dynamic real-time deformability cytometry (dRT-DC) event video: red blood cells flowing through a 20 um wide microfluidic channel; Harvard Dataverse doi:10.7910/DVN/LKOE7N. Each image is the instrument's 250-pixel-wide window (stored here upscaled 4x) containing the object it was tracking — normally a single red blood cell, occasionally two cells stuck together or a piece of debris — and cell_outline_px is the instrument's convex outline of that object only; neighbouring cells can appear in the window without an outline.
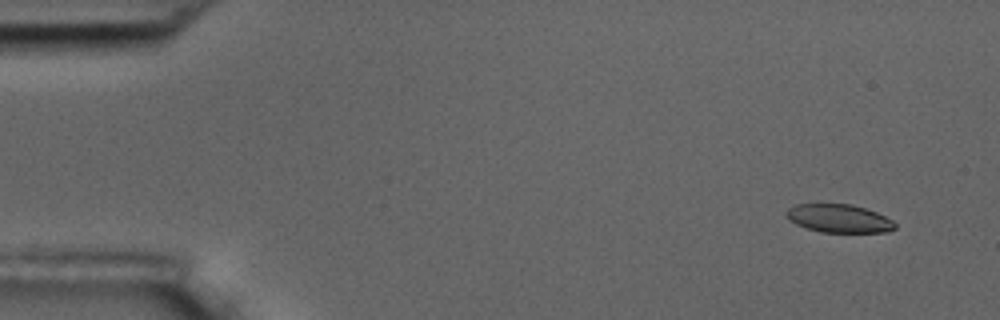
{"species": "common noctule bat (a hibernating species)", "species_latin": "Nyctalus noctula", "temperature_condition": "room temperature", "stored_images_in_passage": 8, "camera_frame_rate_fps": 3000, "um_per_image_px": 0.085, "animal": {"sex": "male", "body_mass_g": 17.5, "forearm_length_mm": 52.3}, "frame": {"image": 1, "passage_image": 1, "time_ms": 0.0, "image_size_px": [1000, 320], "cell_outline_px": [[896, 228], [888, 232], [820, 232], [796, 224], [788, 220], [784, 212], [788, 208], [796, 204], [852, 204], [876, 212], [892, 220], [896, 224]], "centroid_in_image_um": [71.29, 18.57], "position_along_channel_um": 13.7, "area_um2": 17.92}}
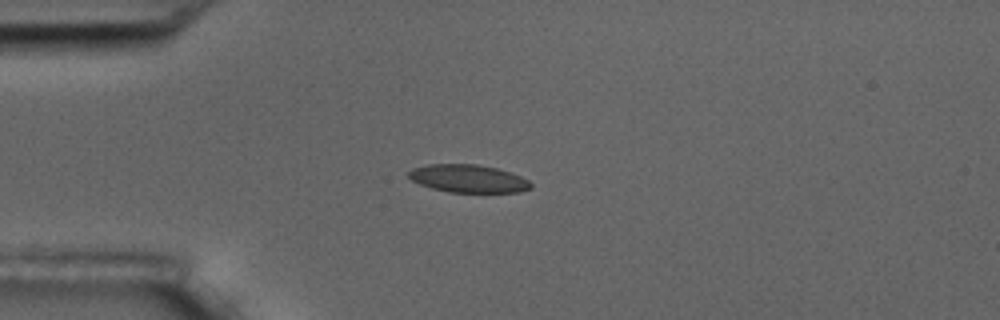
{"frame": {"image": 2, "passage_image": 4, "time_ms": 3.667, "image_size_px": [1000, 320], "cell_outline_px": [[532, 188], [520, 192], [448, 192], [432, 188], [420, 184], [412, 180], [408, 176], [408, 172], [412, 168], [428, 164], [476, 164], [496, 168], [520, 176], [528, 180], [532, 184]], "centroid_in_image_um": [39.79, 15.18], "position_along_channel_um": 45.2, "area_um2": 19.77}}
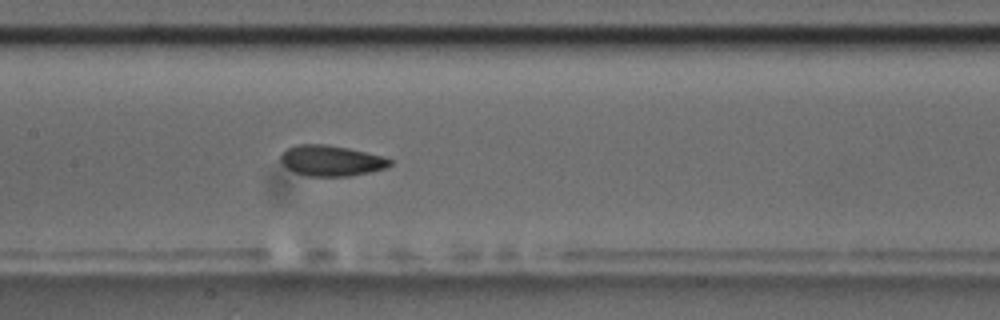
{"frame": {"image": 3, "passage_image": 8, "time_ms": 8.0, "image_size_px": [1000, 320], "cell_outline_px": [[392, 164], [384, 168], [372, 172], [352, 176], [308, 176], [296, 172], [280, 164], [280, 156], [288, 148], [296, 144], [324, 144], [348, 148], [380, 156], [392, 160]], "centroid_in_image_um": [28.13, 13.66], "position_along_channel_um": 179.3, "area_um2": 19.42}}